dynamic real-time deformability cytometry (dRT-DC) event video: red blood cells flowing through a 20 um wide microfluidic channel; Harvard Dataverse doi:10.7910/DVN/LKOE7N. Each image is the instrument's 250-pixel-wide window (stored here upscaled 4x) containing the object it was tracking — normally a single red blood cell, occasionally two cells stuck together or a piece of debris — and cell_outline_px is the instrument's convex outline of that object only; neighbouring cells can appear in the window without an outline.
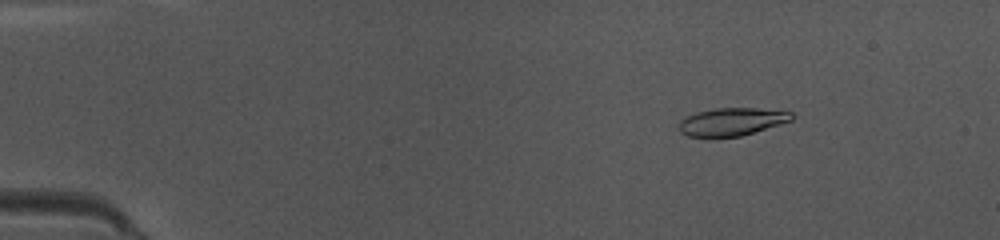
{"species": "common noctule bat (a hibernating species)", "species_latin": "Nyctalus noctula", "temperature_condition": "warm", "stored_images_in_passage": 25, "camera_frame_rate_fps": 3000, "um_per_image_px": 0.085, "animal": {"sex": "female", "body_mass_g": 10.0, "forearm_length_mm": 53.1}, "frame": {"image": 1, "passage_image": 7, "time_ms": 2.0, "image_size_px": [1000, 240], "cell_outline_px": [[792, 120], [780, 124], [740, 136], [688, 136], [680, 132], [680, 120], [688, 116], [700, 112], [716, 108], [756, 108], [792, 112]], "centroid_in_image_um": [62.22, 10.34], "position_along_channel_um": 22.8, "area_um2": 17.74}}
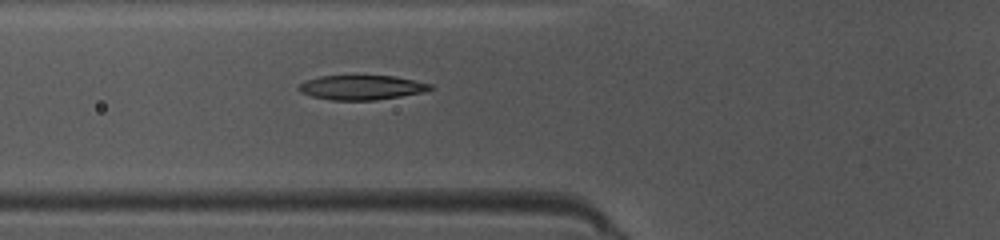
{"frame": {"image": 2, "passage_image": 18, "time_ms": 5.667, "image_size_px": [1000, 240], "cell_outline_px": [[432, 88], [424, 92], [376, 100], [332, 100], [312, 96], [300, 92], [296, 88], [300, 84], [308, 80], [320, 76], [396, 76], [432, 84]], "centroid_in_image_um": [30.74, 7.43], "position_along_channel_um": 95.1, "area_um2": 18.67}}
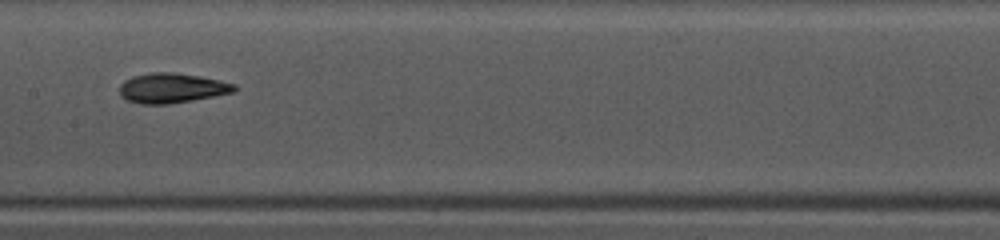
{"frame": {"image": 3, "passage_image": 25, "time_ms": 8.0, "image_size_px": [1000, 240], "cell_outline_px": [[236, 88], [232, 92], [192, 100], [168, 104], [140, 104], [128, 100], [120, 96], [120, 84], [124, 80], [132, 76], [152, 72], [172, 72], [200, 76], [236, 84]], "centroid_in_image_um": [14.56, 7.48], "position_along_channel_um": 192.8, "area_um2": 19.83}}